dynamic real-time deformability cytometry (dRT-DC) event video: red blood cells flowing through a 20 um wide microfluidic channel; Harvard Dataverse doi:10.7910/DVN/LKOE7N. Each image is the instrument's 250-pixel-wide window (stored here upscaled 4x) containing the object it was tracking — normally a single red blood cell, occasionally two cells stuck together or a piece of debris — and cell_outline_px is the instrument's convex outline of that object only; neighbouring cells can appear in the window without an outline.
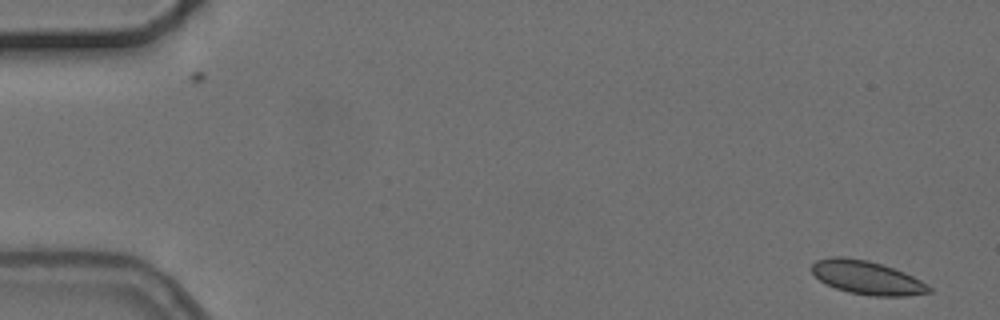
{"species": "common noctule bat (a hibernating species)", "species_latin": "Nyctalus noctula", "temperature_condition": "cold", "stored_images_in_passage": 5, "camera_frame_rate_fps": 3000, "um_per_image_px": 0.085, "animal": {"sex": "female", "body_mass_g": 24.6, "forearm_length_mm": 56.2}, "frame": {"image": 1, "passage_image": 1, "time_ms": 0.0, "image_size_px": [1000, 320], "cell_outline_px": [[932, 292], [904, 296], [872, 296], [848, 292], [836, 288], [820, 280], [812, 272], [812, 264], [816, 260], [832, 256], [840, 256], [868, 260], [904, 272], [920, 280], [932, 288]], "centroid_in_image_um": [73.69, 23.59], "position_along_channel_um": 11.3, "area_um2": 22.72}}
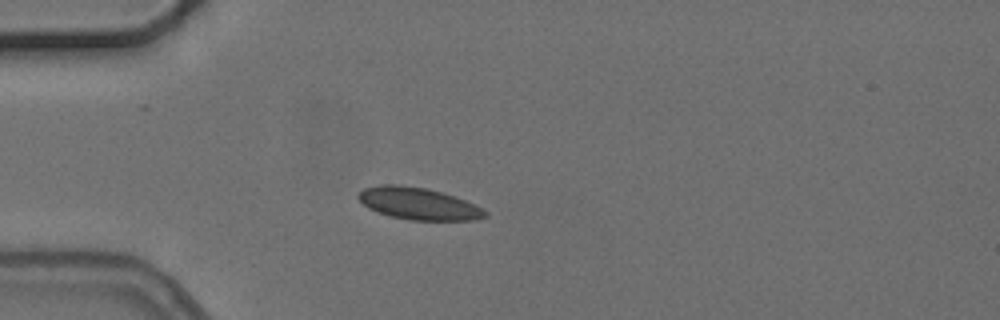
{"frame": {"image": 2, "passage_image": 4, "time_ms": 4.333, "image_size_px": [1000, 320], "cell_outline_px": [[488, 216], [476, 220], [408, 220], [388, 216], [368, 208], [356, 196], [364, 188], [380, 184], [400, 184], [428, 188], [464, 200], [488, 212]], "centroid_in_image_um": [35.53, 17.31], "position_along_channel_um": 49.5, "area_um2": 23.64}}